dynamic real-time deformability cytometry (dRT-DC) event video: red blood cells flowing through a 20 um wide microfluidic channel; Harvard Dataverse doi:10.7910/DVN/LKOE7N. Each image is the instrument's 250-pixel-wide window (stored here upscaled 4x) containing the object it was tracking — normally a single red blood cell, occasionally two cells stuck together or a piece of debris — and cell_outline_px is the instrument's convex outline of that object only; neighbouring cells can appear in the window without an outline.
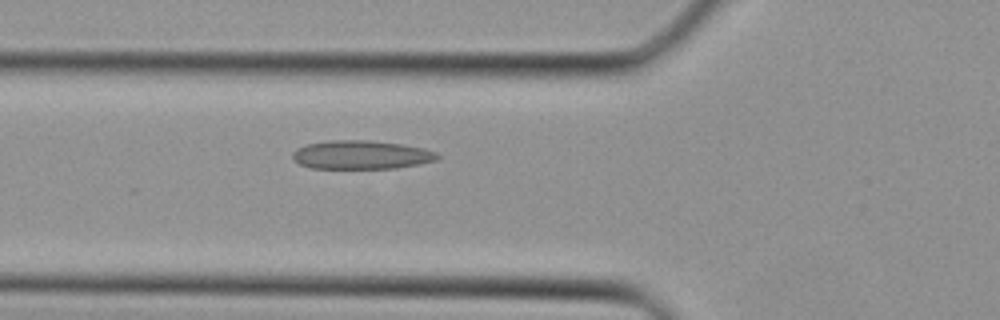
{"species": "Egyptian fruit bat (a non-hibernating species)", "species_latin": "Rousettus aegyptiacus", "temperature_condition": "cold", "stored_images_in_passage": 34, "camera_frame_rate_fps": 3000, "um_per_image_px": 0.085, "animal": {"sex": "female"}, "frame": {"image": 1, "passage_image": 10, "time_ms": 3.0, "image_size_px": [1000, 320], "cell_outline_px": [[440, 156], [436, 160], [420, 164], [396, 168], [312, 168], [300, 164], [292, 156], [292, 152], [296, 148], [308, 144], [328, 140], [368, 140], [400, 144], [424, 148], [436, 152]], "centroid_in_image_um": [30.71, 13.16], "position_along_channel_um": 95.1, "area_um2": 24.1}}
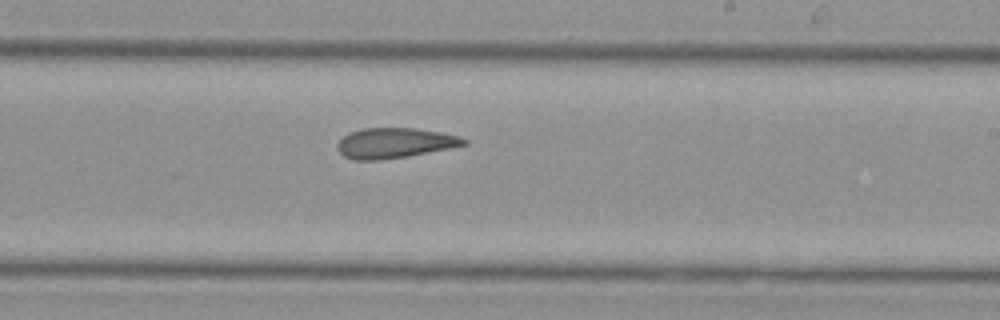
{"frame": {"image": 2, "passage_image": 19, "time_ms": 6.0, "image_size_px": [1000, 320], "cell_outline_px": [[468, 144], [448, 148], [404, 156], [376, 160], [356, 160], [344, 156], [336, 148], [336, 144], [348, 132], [364, 128], [416, 128], [440, 132], [460, 136], [468, 140]], "centroid_in_image_um": [33.52, 12.14], "position_along_channel_um": 255.5, "area_um2": 22.02}}
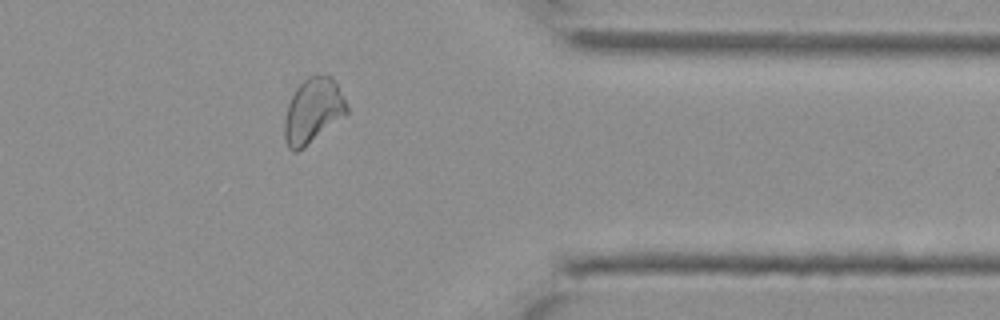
{"frame": {"image": 3, "passage_image": 27, "time_ms": 8.667, "image_size_px": [1000, 320], "cell_outline_px": [[348, 112], [344, 116], [296, 152], [292, 152], [288, 148], [284, 136], [284, 120], [288, 104], [296, 88], [308, 76], [332, 76], [348, 104]], "centroid_in_image_um": [26.59, 9.4], "position_along_channel_um": 384.8, "area_um2": 23.12}}